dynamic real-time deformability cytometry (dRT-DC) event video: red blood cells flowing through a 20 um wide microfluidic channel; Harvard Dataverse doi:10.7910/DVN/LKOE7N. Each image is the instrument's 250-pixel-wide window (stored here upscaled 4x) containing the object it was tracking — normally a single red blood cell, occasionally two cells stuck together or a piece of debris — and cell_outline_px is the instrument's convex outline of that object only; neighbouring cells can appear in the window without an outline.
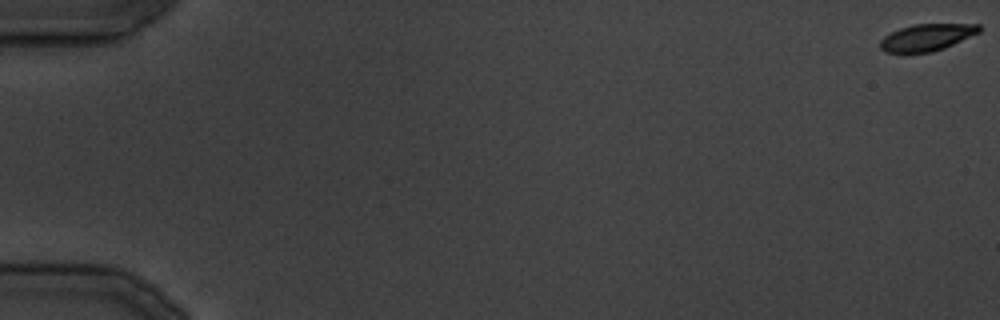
{"species": "common noctule bat (a hibernating species)", "species_latin": "Nyctalus noctula", "temperature_condition": "cold", "stored_images_in_passage": 13, "camera_frame_rate_fps": 3000, "um_per_image_px": 0.085, "animal": {"sex": "male", "body_mass_g": 19.5, "forearm_length_mm": 54.6}, "frame": {"image": 1, "passage_image": 1, "time_ms": 0.0, "image_size_px": [1000, 320], "cell_outline_px": [[980, 32], [944, 48], [932, 52], [884, 52], [880, 48], [880, 40], [884, 36], [900, 28], [916, 24], [980, 24]], "centroid_in_image_um": [78.77, 3.17], "position_along_channel_um": 6.2, "area_um2": 15.32}}
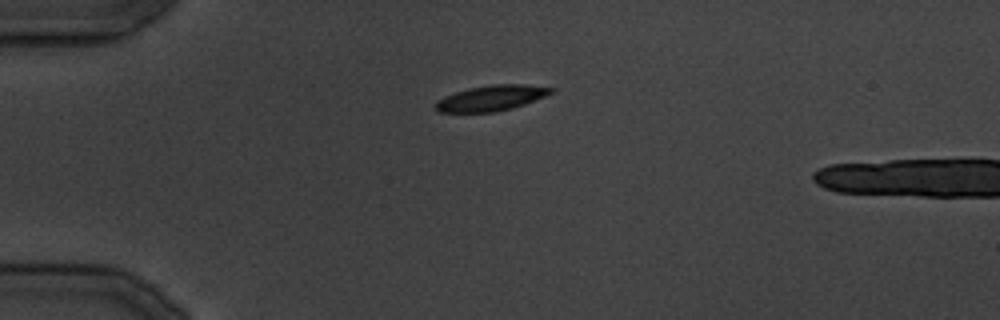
{"frame": {"image": 2, "passage_image": 10, "time_ms": 11.333, "image_size_px": [1000, 320], "cell_outline_px": [[556, 92], [524, 104], [512, 108], [496, 112], [440, 112], [436, 108], [436, 100], [444, 96], [468, 88], [492, 84], [524, 84], [556, 88]], "centroid_in_image_um": [41.8, 8.32], "position_along_channel_um": 43.2, "area_um2": 17.22}}